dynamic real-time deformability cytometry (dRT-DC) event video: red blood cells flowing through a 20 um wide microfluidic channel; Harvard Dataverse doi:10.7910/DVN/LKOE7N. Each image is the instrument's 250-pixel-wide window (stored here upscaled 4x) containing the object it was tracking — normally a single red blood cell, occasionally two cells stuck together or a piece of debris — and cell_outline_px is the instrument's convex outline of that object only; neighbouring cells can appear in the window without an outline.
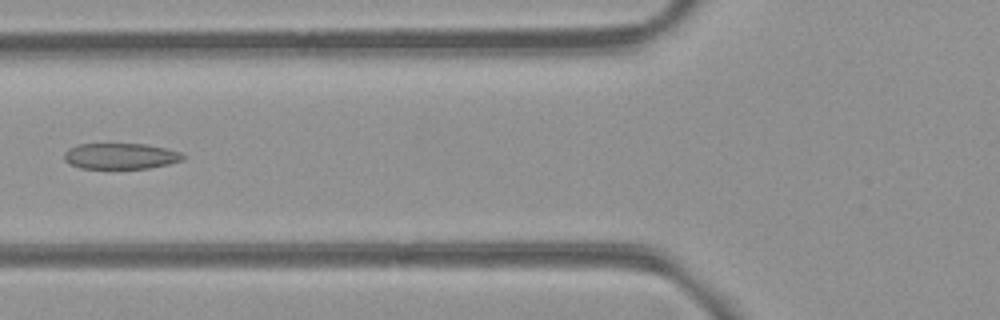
{"species": "common noctule bat (a hibernating species)", "species_latin": "Nyctalus noctula", "temperature_condition": "room temperature", "stored_images_in_passage": 5, "camera_frame_rate_fps": 3000, "um_per_image_px": 0.085, "animal": {"sex": "female", "body_mass_g": 21.9}, "frame": {"image": 1, "passage_image": 5, "time_ms": 5.0, "image_size_px": [1000, 320], "cell_outline_px": [[184, 160], [168, 164], [148, 168], [80, 168], [68, 164], [64, 160], [64, 152], [68, 148], [76, 144], [148, 144], [168, 148], [180, 152], [184, 156]], "centroid_in_image_um": [10.23, 13.26], "position_along_channel_um": 115.6, "area_um2": 18.09}}